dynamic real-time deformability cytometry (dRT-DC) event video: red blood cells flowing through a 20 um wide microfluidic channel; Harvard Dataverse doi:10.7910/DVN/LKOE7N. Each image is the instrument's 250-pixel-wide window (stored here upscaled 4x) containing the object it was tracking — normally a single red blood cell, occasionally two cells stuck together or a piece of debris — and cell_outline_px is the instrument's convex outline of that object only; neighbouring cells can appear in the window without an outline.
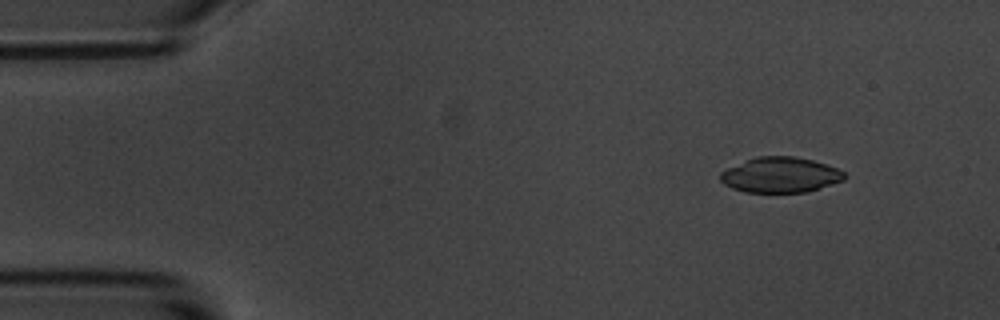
{"species": "common noctule bat (a hibernating species)", "species_latin": "Nyctalus noctula", "temperature_condition": "room temperature", "stored_images_in_passage": 4, "camera_frame_rate_fps": 3000, "um_per_image_px": 0.085, "animal": {"sex": "male", "body_mass_g": 20.1, "forearm_length_mm": 53.5}, "frame": {"image": 1, "passage_image": 1, "time_ms": 0.0, "image_size_px": [1000, 320], "cell_outline_px": [[848, 176], [844, 180], [808, 192], [744, 192], [732, 188], [724, 184], [720, 180], [720, 172], [728, 168], [756, 156], [796, 156], [812, 160], [836, 168], [844, 172]], "centroid_in_image_um": [66.34, 14.87], "position_along_channel_um": 18.7, "area_um2": 25.55}}
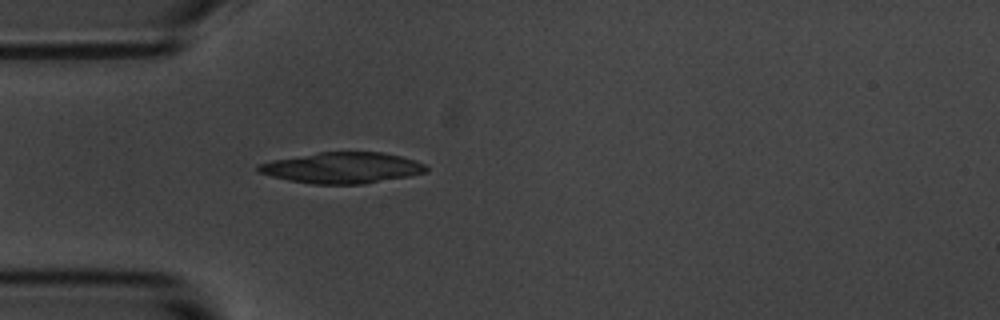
{"frame": {"image": 2, "passage_image": 4, "time_ms": 3.333, "image_size_px": [1000, 320], "cell_outline_px": [[428, 172], [412, 176], [364, 184], [312, 184], [288, 180], [272, 176], [260, 172], [256, 168], [256, 164], [272, 160], [320, 152], [384, 152], [416, 160], [424, 164], [428, 168]], "centroid_in_image_um": [29.13, 14.27], "position_along_channel_um": 55.9, "area_um2": 30.46}}